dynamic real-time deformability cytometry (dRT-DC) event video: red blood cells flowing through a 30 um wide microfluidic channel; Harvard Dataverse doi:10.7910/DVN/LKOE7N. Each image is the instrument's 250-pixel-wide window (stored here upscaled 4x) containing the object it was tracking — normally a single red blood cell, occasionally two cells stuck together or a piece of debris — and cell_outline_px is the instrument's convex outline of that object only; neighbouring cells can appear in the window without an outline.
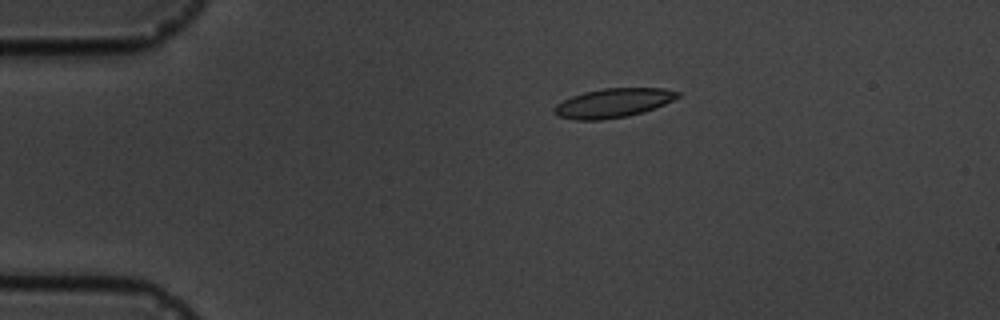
{"species": "common noctule bat (a hibernating species)", "species_latin": "Nyctalus noctula", "temperature_condition": "cold", "stored_images_in_passage": 17, "camera_frame_rate_fps": 3000, "um_per_image_px": 0.085, "animal": {"sex": "male", "body_mass_g": 19.5, "forearm_length_mm": 54.6}, "frame": {"image": 1, "passage_image": 4, "time_ms": 3.333, "image_size_px": [1000, 320], "cell_outline_px": [[680, 96], [664, 104], [628, 116], [600, 120], [576, 120], [556, 116], [552, 112], [552, 108], [556, 104], [572, 96], [584, 92], [604, 88], [664, 88], [680, 92]], "centroid_in_image_um": [52.06, 8.75], "position_along_channel_um": 32.9, "area_um2": 20.87}}
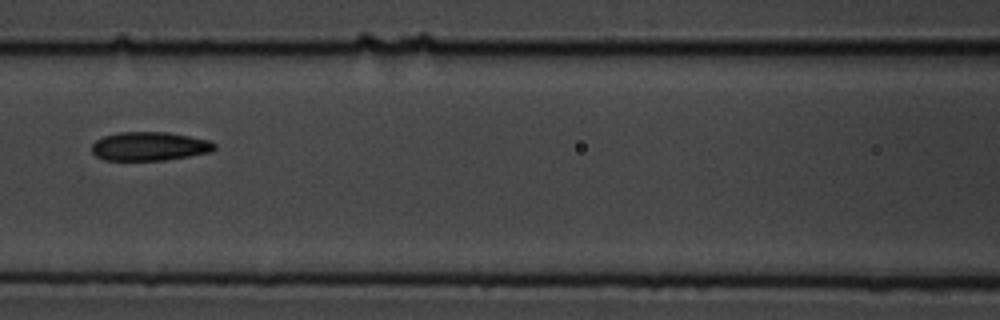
{"frame": {"image": 2, "passage_image": 8, "time_ms": 8.0, "image_size_px": [1000, 320], "cell_outline_px": [[216, 148], [212, 152], [164, 160], [104, 160], [96, 156], [92, 152], [92, 144], [96, 140], [104, 136], [120, 132], [164, 132], [188, 136], [208, 140], [216, 144]], "centroid_in_image_um": [12.7, 12.44], "position_along_channel_um": 153.9, "area_um2": 20.46}}
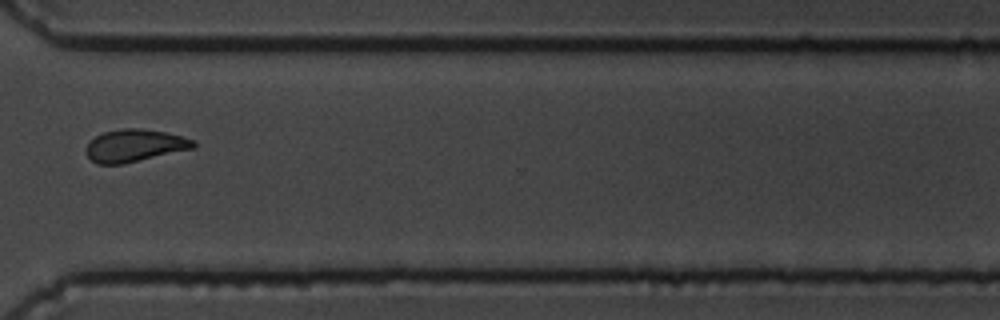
{"frame": {"image": 3, "passage_image": 13, "time_ms": 13.667, "image_size_px": [1000, 320], "cell_outline_px": [[196, 144], [192, 148], [124, 164], [96, 164], [84, 152], [84, 148], [96, 136], [104, 132], [124, 128], [136, 128], [164, 132], [196, 140]], "centroid_in_image_um": [11.4, 12.38], "position_along_channel_um": 359.2, "area_um2": 20.06}, "authors_computed_cell_mechanics": {"area_um2": 20.3456, "velocity_mm_per_s": 3.6269, "shape_relaxation_time_tau1_ms": 4.8689, "shape_relaxation_time_tau2_ms": 1.6533, "deformation_change_tau1": 0.1282, "deformation_change_tau2": 0.0613}}